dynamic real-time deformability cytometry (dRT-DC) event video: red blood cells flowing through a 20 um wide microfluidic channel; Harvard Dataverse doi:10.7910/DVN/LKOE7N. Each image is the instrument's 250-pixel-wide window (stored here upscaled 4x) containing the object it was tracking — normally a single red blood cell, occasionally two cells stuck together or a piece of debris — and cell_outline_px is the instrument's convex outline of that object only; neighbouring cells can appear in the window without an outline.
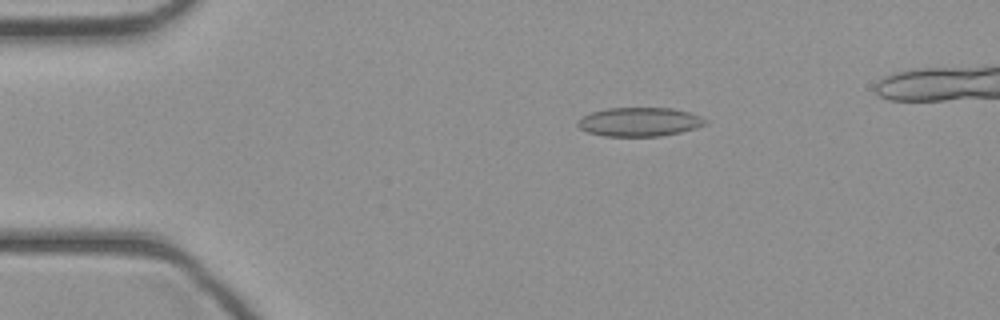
{"species": "common noctule bat (a hibernating species)", "species_latin": "Nyctalus noctula", "temperature_condition": "cold", "stored_images_in_passage": 42, "camera_frame_rate_fps": 3000, "um_per_image_px": 0.085, "animal": {"sex": "female", "body_mass_g": 21.9}, "frame": {"image": 1, "passage_image": 8, "time_ms": 2.333, "image_size_px": [1000, 320], "cell_outline_px": [[708, 124], [696, 128], [680, 132], [660, 136], [604, 136], [588, 132], [580, 128], [576, 124], [576, 120], [592, 112], [608, 108], [672, 108], [688, 112], [700, 116], [708, 120]], "centroid_in_image_um": [54.37, 10.36], "position_along_channel_um": 30.6, "area_um2": 21.5}}
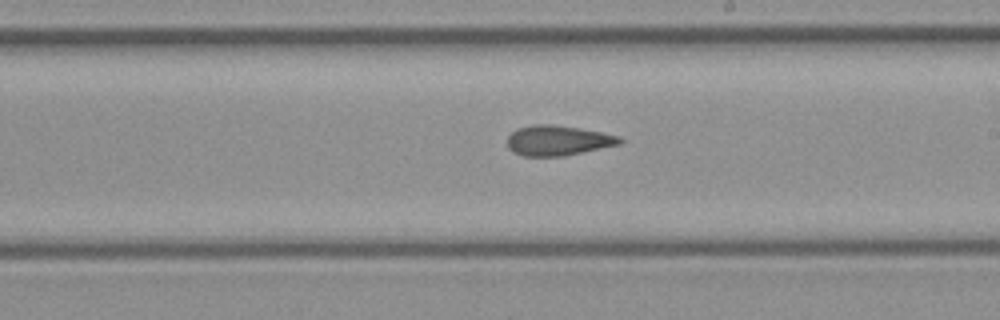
{"frame": {"image": 2, "passage_image": 25, "time_ms": 8.0, "image_size_px": [1000, 320], "cell_outline_px": [[624, 140], [620, 144], [564, 156], [524, 156], [512, 152], [508, 148], [508, 136], [516, 128], [532, 124], [552, 124], [580, 128], [620, 136]], "centroid_in_image_um": [47.4, 11.93], "position_along_channel_um": 241.6, "area_um2": 19.83}}
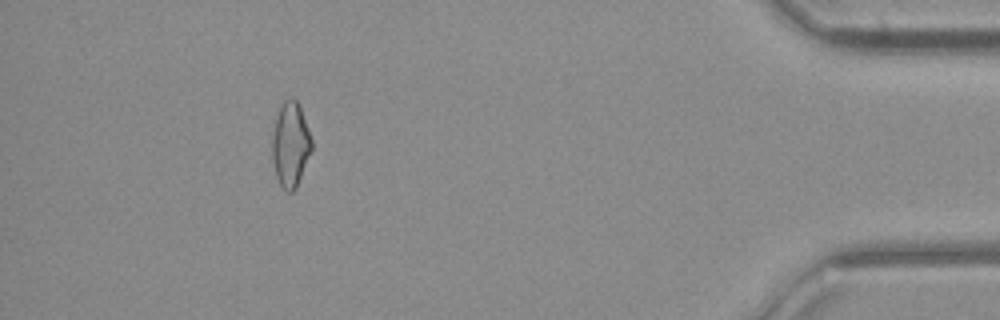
{"frame": {"image": 3, "passage_image": 40, "time_ms": 13.0, "image_size_px": [1000, 320], "cell_outline_px": [[312, 148], [296, 188], [292, 192], [284, 192], [276, 176], [272, 160], [272, 136], [276, 120], [280, 108], [284, 100], [292, 96], [300, 104], [312, 140]], "centroid_in_image_um": [24.69, 12.29], "position_along_channel_um": 410.5, "area_um2": 19.48}}